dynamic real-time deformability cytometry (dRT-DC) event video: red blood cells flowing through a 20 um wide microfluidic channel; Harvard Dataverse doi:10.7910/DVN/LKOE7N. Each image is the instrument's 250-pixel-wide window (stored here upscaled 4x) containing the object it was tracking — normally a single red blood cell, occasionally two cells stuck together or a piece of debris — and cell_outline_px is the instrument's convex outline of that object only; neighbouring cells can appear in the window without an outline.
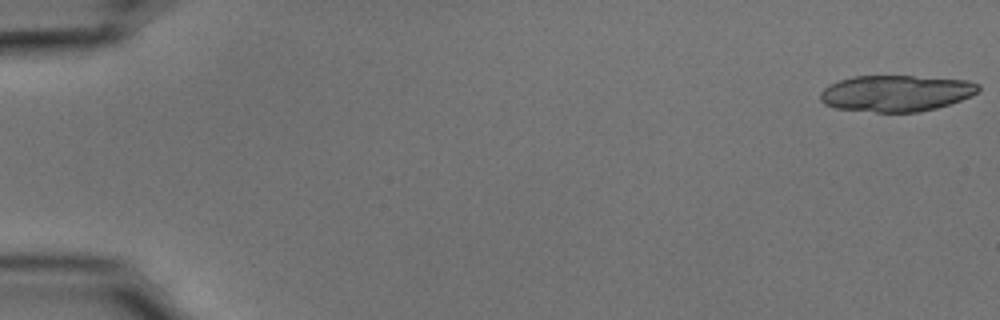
{"species": "common noctule bat (a hibernating species)", "species_latin": "Nyctalus noctula", "temperature_condition": "cold", "stored_images_in_passage": 20, "camera_frame_rate_fps": 3000, "um_per_image_px": 0.085, "animal": {"sex": "male", "body_mass_g": 15.6}, "frame": {"image": 1, "passage_image": 1, "time_ms": 0.0, "image_size_px": [1000, 320], "cell_outline_px": [[980, 88], [976, 92], [960, 100], [936, 108], [920, 112], [876, 112], [836, 108], [824, 104], [820, 100], [820, 92], [824, 88], [840, 80], [852, 76], [912, 76], [968, 80], [980, 84]], "centroid_in_image_um": [76.15, 7.93], "position_along_channel_um": 8.9, "area_um2": 33.29}}